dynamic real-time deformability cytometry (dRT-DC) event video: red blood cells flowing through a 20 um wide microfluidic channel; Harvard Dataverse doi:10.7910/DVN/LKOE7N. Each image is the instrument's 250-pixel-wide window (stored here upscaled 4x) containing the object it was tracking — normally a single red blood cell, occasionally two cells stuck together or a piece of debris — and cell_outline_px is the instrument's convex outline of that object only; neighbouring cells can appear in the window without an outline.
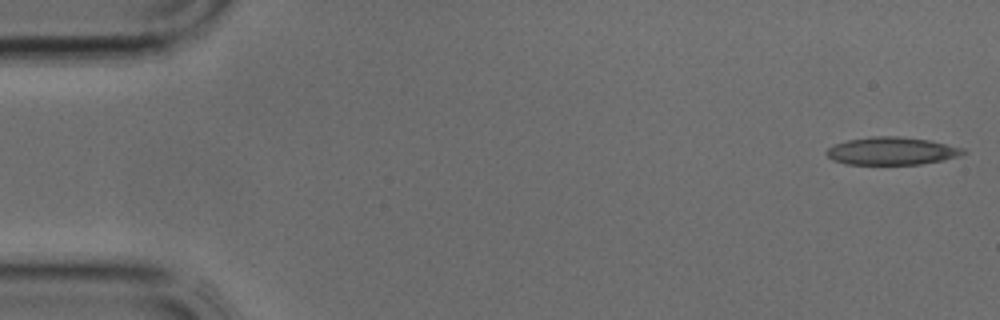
{"species": "common noctule bat (a hibernating species)", "species_latin": "Nyctalus noctula", "temperature_condition": "cold", "stored_images_in_passage": 38, "camera_frame_rate_fps": 3000, "um_per_image_px": 0.085, "animal": {"sex": "male", "body_mass_g": 17.9, "forearm_length_mm": 54.2}, "frame": {"image": 1, "passage_image": 1, "time_ms": 0.0, "image_size_px": [1000, 320], "cell_outline_px": [[968, 152], [960, 156], [944, 160], [920, 164], [848, 164], [832, 160], [828, 156], [828, 148], [836, 144], [848, 140], [872, 136], [896, 136], [928, 140], [964, 148]], "centroid_in_image_um": [75.85, 12.84], "position_along_channel_um": 9.2, "area_um2": 21.91}}
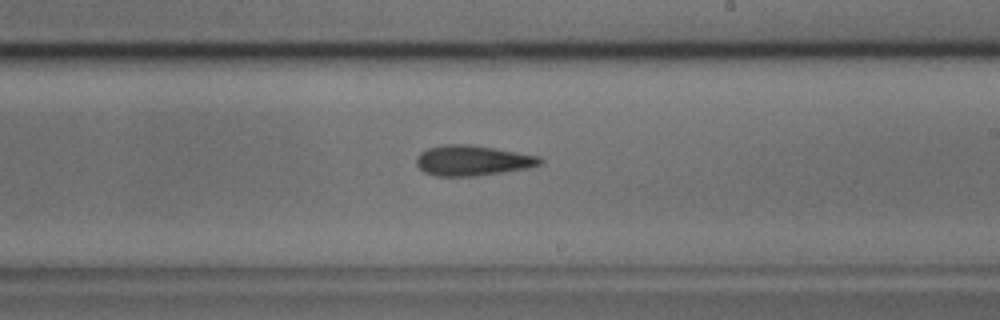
{"frame": {"image": 2, "passage_image": 22, "time_ms": 7.0, "image_size_px": [1000, 320], "cell_outline_px": [[544, 160], [540, 164], [528, 168], [472, 176], [436, 176], [424, 172], [416, 164], [416, 156], [420, 152], [428, 148], [448, 144], [468, 144], [496, 148], [540, 156]], "centroid_in_image_um": [40.15, 13.63], "position_along_channel_um": 248.8, "area_um2": 21.79}}
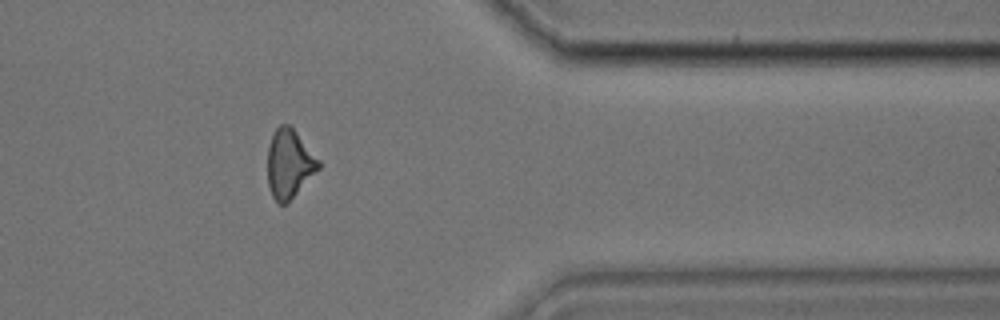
{"frame": {"image": 3, "passage_image": 31, "time_ms": 10.0, "image_size_px": [1000, 320], "cell_outline_px": [[320, 168], [288, 204], [280, 204], [272, 196], [268, 184], [268, 148], [272, 132], [280, 124], [288, 124], [296, 132], [320, 160]], "centroid_in_image_um": [24.59, 13.93], "position_along_channel_um": 386.8, "area_um2": 20.52}}